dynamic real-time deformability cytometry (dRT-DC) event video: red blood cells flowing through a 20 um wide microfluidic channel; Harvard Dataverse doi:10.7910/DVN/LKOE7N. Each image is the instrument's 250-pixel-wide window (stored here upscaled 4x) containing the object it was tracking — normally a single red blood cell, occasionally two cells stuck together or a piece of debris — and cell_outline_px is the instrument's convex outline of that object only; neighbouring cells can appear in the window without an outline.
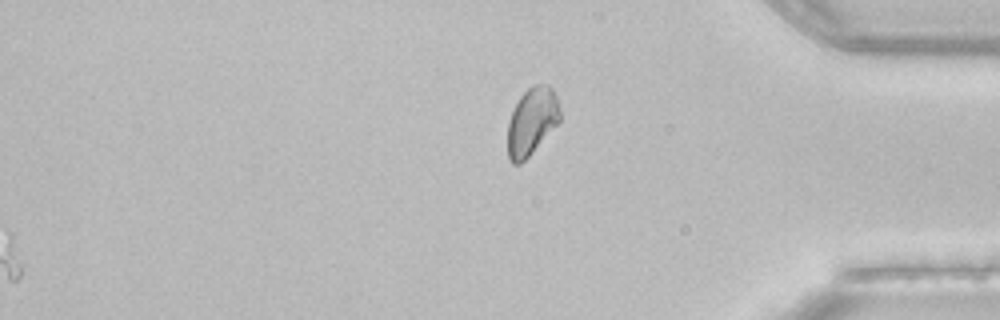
{"species": "common noctule bat (a hibernating species)", "species_latin": "Nyctalus noctula", "temperature_condition": "room temperature", "stored_images_in_passage": 39, "camera_frame_rate_fps": 3000, "um_per_image_px": 0.085, "animal": {"sex": "female", "body_mass_g": 22.7, "forearm_length_mm": 54.2}, "frame": {"image": 1, "passage_image": 39, "time_ms": 12.667, "image_size_px": [1000, 320], "cell_outline_px": [[560, 120], [528, 156], [520, 164], [512, 164], [508, 160], [508, 120], [520, 96], [532, 84], [548, 84], [552, 88], [556, 96], [560, 112]], "centroid_in_image_um": [45.18, 10.3], "position_along_channel_um": 390.0, "area_um2": 20.29}}